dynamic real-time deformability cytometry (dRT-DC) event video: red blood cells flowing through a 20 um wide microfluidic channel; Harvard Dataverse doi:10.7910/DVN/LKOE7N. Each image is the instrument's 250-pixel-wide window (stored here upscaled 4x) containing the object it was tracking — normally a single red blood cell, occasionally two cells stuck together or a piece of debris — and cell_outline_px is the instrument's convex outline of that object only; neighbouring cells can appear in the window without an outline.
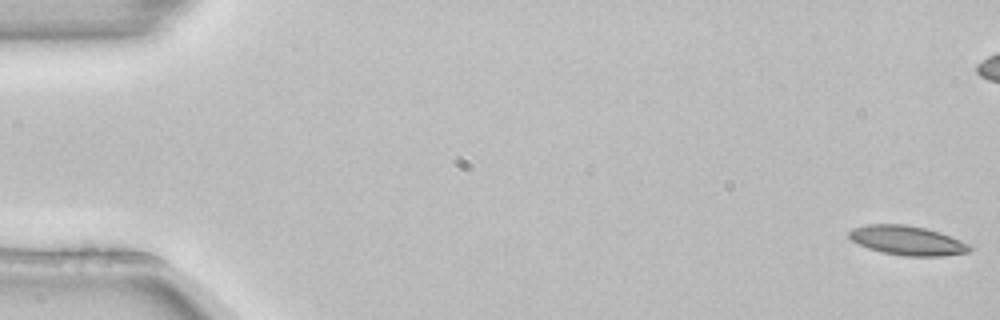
{"species": "common noctule bat (a hibernating species)", "species_latin": "Nyctalus noctula", "temperature_condition": "room temperature", "stored_images_in_passage": 6, "camera_frame_rate_fps": 3000, "um_per_image_px": 0.085, "animal": {"sex": "female", "body_mass_g": 22.7, "forearm_length_mm": 54.2}, "frame": {"image": 1, "passage_image": 1, "time_ms": 0.0, "image_size_px": [1000, 320], "cell_outline_px": [[972, 248], [968, 252], [940, 256], [904, 256], [880, 252], [868, 248], [852, 240], [848, 236], [848, 232], [852, 228], [868, 224], [904, 224], [924, 228], [940, 232], [960, 240], [968, 244]], "centroid_in_image_um": [77.09, 20.44], "position_along_channel_um": 7.9, "area_um2": 20.52}}